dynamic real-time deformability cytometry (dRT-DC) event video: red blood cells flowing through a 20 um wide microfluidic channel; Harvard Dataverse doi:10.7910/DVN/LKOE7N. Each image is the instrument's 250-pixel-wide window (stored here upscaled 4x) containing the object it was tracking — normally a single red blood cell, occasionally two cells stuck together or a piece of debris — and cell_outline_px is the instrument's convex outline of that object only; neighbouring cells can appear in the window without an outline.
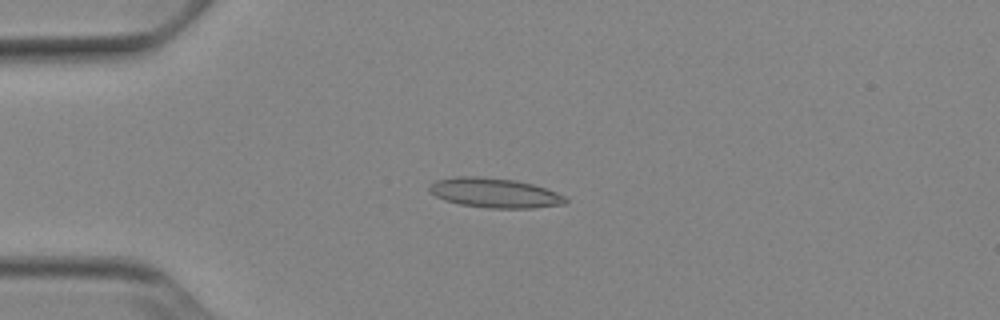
{"species": "Egyptian fruit bat (a non-hibernating species)", "species_latin": "Rousettus aegyptiacus", "temperature_condition": "cold", "stored_images_in_passage": 53, "camera_frame_rate_fps": 3000, "um_per_image_px": 0.085, "animal": {"sex": "female"}, "frame": {"image": 1, "passage_image": 13, "time_ms": 4.0, "image_size_px": [1000, 320], "cell_outline_px": [[568, 200], [564, 204], [532, 208], [488, 208], [460, 204], [444, 200], [428, 192], [428, 184], [436, 180], [460, 176], [476, 176], [516, 180], [532, 184], [556, 192], [564, 196]], "centroid_in_image_um": [42.0, 16.39], "position_along_channel_um": 43.0, "area_um2": 23.52}}
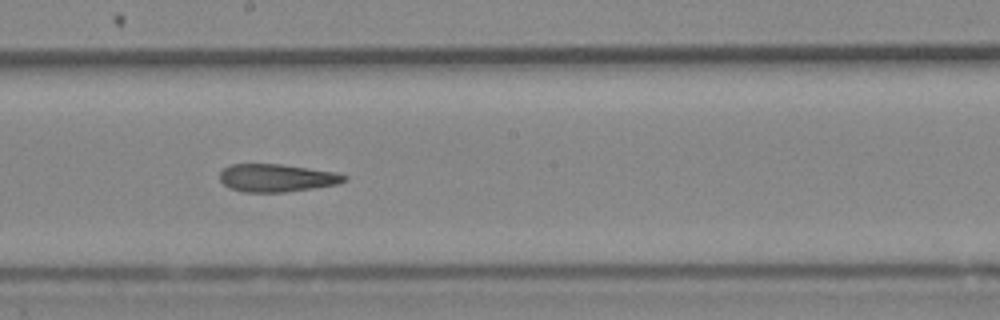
{"frame": {"image": 2, "passage_image": 29, "time_ms": 9.333, "image_size_px": [1000, 320], "cell_outline_px": [[348, 180], [336, 184], [312, 188], [284, 192], [244, 192], [232, 188], [224, 184], [220, 180], [220, 172], [224, 168], [232, 164], [280, 164], [336, 172], [348, 176]], "centroid_in_image_um": [23.53, 15.12], "position_along_channel_um": 224.7, "area_um2": 20.0}}
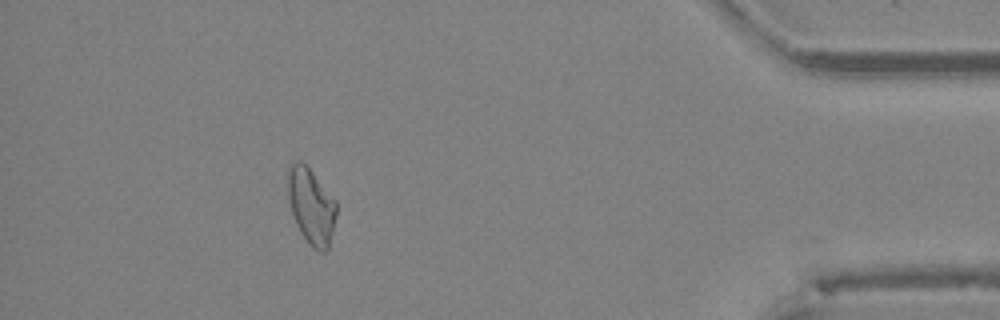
{"frame": {"image": 3, "passage_image": 47, "time_ms": 15.333, "image_size_px": [1000, 320], "cell_outline_px": [[336, 216], [328, 248], [324, 252], [320, 252], [312, 248], [308, 244], [300, 232], [296, 224], [288, 200], [288, 168], [296, 160], [300, 160], [312, 172], [336, 200]], "centroid_in_image_um": [26.45, 17.54], "position_along_channel_um": 408.8, "area_um2": 21.33}}